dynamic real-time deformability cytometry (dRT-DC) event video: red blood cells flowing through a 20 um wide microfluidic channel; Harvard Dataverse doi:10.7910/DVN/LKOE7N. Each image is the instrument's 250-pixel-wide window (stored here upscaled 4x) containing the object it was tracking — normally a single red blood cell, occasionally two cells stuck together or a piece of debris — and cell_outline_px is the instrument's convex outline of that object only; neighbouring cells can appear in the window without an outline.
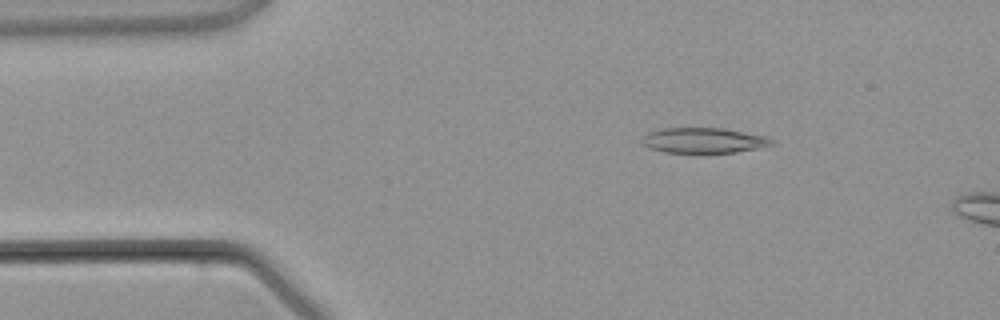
{"species": "common noctule bat (a hibernating species)", "species_latin": "Nyctalus noctula", "temperature_condition": "warm", "stored_images_in_passage": 4, "camera_frame_rate_fps": 3000, "um_per_image_px": 0.085, "animal": {"sex": "male", "body_mass_g": 21.5, "forearm_length_mm": 52.0}, "frame": {"image": 1, "passage_image": 2, "time_ms": 1.333, "image_size_px": [1000, 320], "cell_outline_px": [[776, 144], [736, 152], [700, 156], [664, 152], [648, 148], [640, 140], [648, 132], [664, 128], [724, 128], [764, 136], [772, 140]], "centroid_in_image_um": [59.77, 11.98], "position_along_channel_um": 25.2, "area_um2": 19.94}}